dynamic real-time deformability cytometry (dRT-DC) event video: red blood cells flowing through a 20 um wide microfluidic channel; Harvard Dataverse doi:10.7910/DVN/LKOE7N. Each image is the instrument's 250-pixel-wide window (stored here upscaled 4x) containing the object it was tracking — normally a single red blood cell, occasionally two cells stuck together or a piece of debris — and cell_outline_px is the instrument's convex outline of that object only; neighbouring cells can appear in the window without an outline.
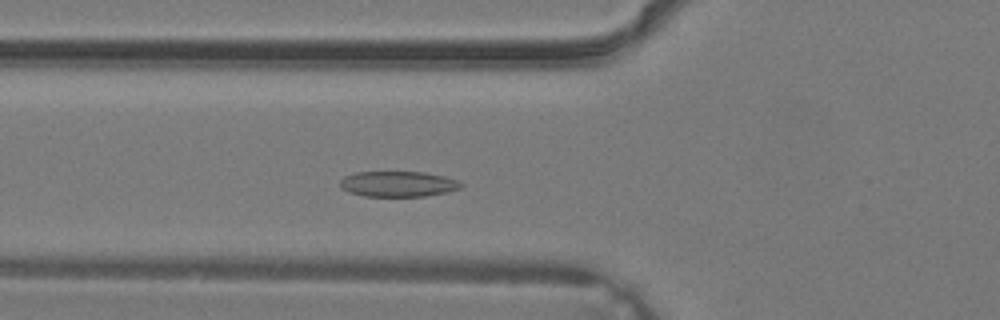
{"species": "common noctule bat (a hibernating species)", "species_latin": "Nyctalus noctula", "temperature_condition": "warm", "stored_images_in_passage": 30, "camera_frame_rate_fps": 3000, "um_per_image_px": 0.085, "animal": {"sex": "male", "body_mass_g": 19.2, "forearm_length_mm": 51.8}, "frame": {"image": 1, "passage_image": 5, "time_ms": 1.333, "image_size_px": [1000, 320], "cell_outline_px": [[464, 184], [460, 188], [448, 192], [424, 196], [364, 196], [348, 192], [340, 188], [340, 180], [344, 176], [356, 172], [424, 172], [444, 176], [456, 180]], "centroid_in_image_um": [33.81, 15.64], "position_along_channel_um": 92.0, "area_um2": 18.03}}
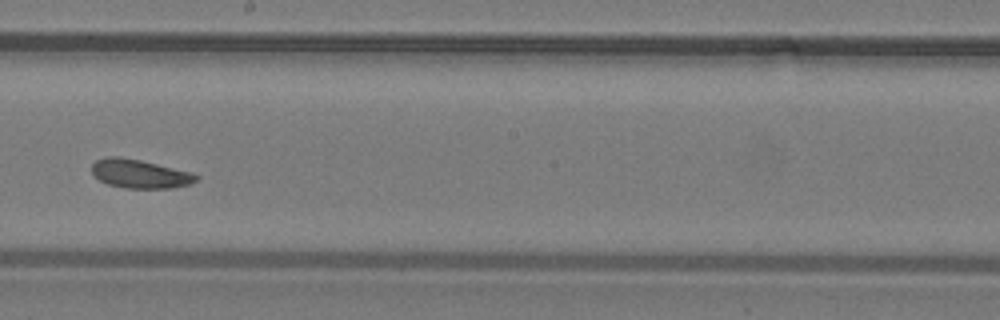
{"frame": {"image": 2, "passage_image": 13, "time_ms": 4.0, "image_size_px": [1000, 320], "cell_outline_px": [[200, 176], [192, 184], [172, 188], [124, 188], [108, 184], [100, 180], [92, 172], [92, 164], [96, 160], [108, 156], [120, 156], [140, 160], [192, 172]], "centroid_in_image_um": [11.91, 14.77], "position_along_channel_um": 236.3, "area_um2": 17.51}}
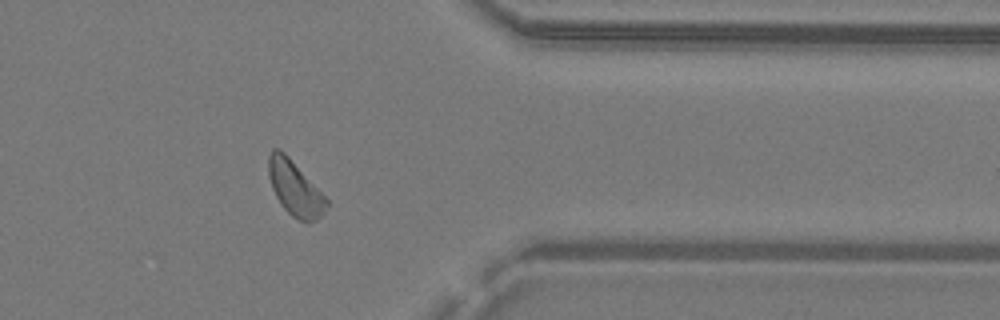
{"frame": {"image": 3, "passage_image": 22, "time_ms": 7.0, "image_size_px": [1000, 320], "cell_outline_px": [[328, 204], [324, 212], [316, 220], [308, 224], [292, 216], [280, 204], [272, 188], [268, 176], [268, 156], [272, 148], [280, 148], [288, 156], [328, 200]], "centroid_in_image_um": [25.04, 16.01], "position_along_channel_um": 386.4, "area_um2": 18.38}}